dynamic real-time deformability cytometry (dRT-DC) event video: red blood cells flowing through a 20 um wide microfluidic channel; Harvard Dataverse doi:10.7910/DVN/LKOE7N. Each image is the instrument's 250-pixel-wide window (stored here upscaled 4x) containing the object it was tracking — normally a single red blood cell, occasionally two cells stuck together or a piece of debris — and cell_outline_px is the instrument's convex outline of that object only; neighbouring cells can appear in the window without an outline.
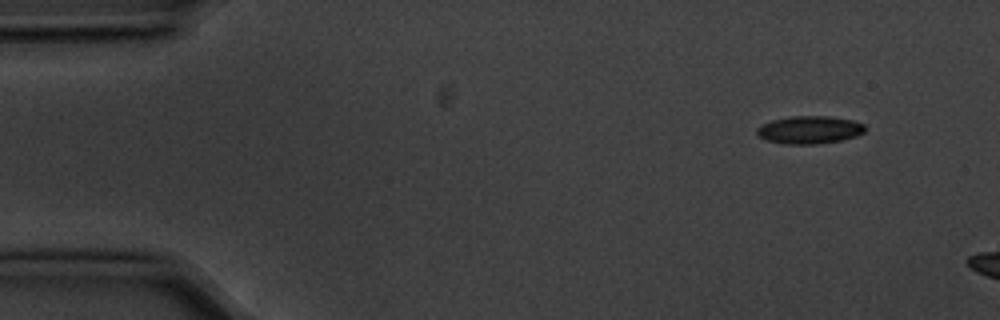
{"species": "common noctule bat (a hibernating species)", "species_latin": "Nyctalus noctula", "temperature_condition": "cold", "stored_images_in_passage": 6, "segment_of_instrument_passage": [2, 2], "camera_frame_rate_fps": 3000, "um_per_image_px": 0.085, "animal": {"sex": "male", "body_mass_g": 20.1, "forearm_length_mm": 53.5}, "frame": {"image": 1, "passage_image": 6, "time_ms": 1.667, "image_size_px": [1000, 320], "cell_outline_px": [[864, 132], [856, 136], [840, 140], [816, 144], [784, 144], [764, 140], [756, 132], [756, 128], [760, 124], [772, 120], [792, 116], [832, 116], [852, 120], [864, 124]], "centroid_in_image_um": [68.77, 11.03], "position_along_channel_um": 16.2, "area_um2": 17.57}}